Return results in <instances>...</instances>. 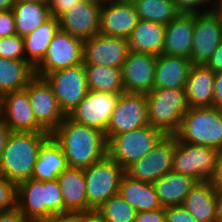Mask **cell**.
I'll use <instances>...</instances> for the list:
<instances>
[{"mask_svg": "<svg viewBox=\"0 0 222 222\" xmlns=\"http://www.w3.org/2000/svg\"><path fill=\"white\" fill-rule=\"evenodd\" d=\"M60 145L70 168H87L108 155L106 134L67 116L50 134Z\"/></svg>", "mask_w": 222, "mask_h": 222, "instance_id": "cell-1", "label": "cell"}, {"mask_svg": "<svg viewBox=\"0 0 222 222\" xmlns=\"http://www.w3.org/2000/svg\"><path fill=\"white\" fill-rule=\"evenodd\" d=\"M48 132L12 131L0 159V176L19 184L32 178L39 148Z\"/></svg>", "mask_w": 222, "mask_h": 222, "instance_id": "cell-2", "label": "cell"}, {"mask_svg": "<svg viewBox=\"0 0 222 222\" xmlns=\"http://www.w3.org/2000/svg\"><path fill=\"white\" fill-rule=\"evenodd\" d=\"M17 207L27 221H45L64 212L57 179L41 181L30 178L17 184Z\"/></svg>", "mask_w": 222, "mask_h": 222, "instance_id": "cell-3", "label": "cell"}, {"mask_svg": "<svg viewBox=\"0 0 222 222\" xmlns=\"http://www.w3.org/2000/svg\"><path fill=\"white\" fill-rule=\"evenodd\" d=\"M175 136L184 143L222 151V109L214 106L189 108Z\"/></svg>", "mask_w": 222, "mask_h": 222, "instance_id": "cell-4", "label": "cell"}, {"mask_svg": "<svg viewBox=\"0 0 222 222\" xmlns=\"http://www.w3.org/2000/svg\"><path fill=\"white\" fill-rule=\"evenodd\" d=\"M146 99L149 124L165 135H175L189 109L185 89H153Z\"/></svg>", "mask_w": 222, "mask_h": 222, "instance_id": "cell-5", "label": "cell"}, {"mask_svg": "<svg viewBox=\"0 0 222 222\" xmlns=\"http://www.w3.org/2000/svg\"><path fill=\"white\" fill-rule=\"evenodd\" d=\"M218 154L215 148L184 143L175 136L172 171L198 182L213 181L218 173Z\"/></svg>", "mask_w": 222, "mask_h": 222, "instance_id": "cell-6", "label": "cell"}, {"mask_svg": "<svg viewBox=\"0 0 222 222\" xmlns=\"http://www.w3.org/2000/svg\"><path fill=\"white\" fill-rule=\"evenodd\" d=\"M164 136L150 124L112 136L108 140V155L126 169L149 153Z\"/></svg>", "mask_w": 222, "mask_h": 222, "instance_id": "cell-7", "label": "cell"}, {"mask_svg": "<svg viewBox=\"0 0 222 222\" xmlns=\"http://www.w3.org/2000/svg\"><path fill=\"white\" fill-rule=\"evenodd\" d=\"M125 169L107 155L84 168L86 195L90 210H97L110 197L118 194Z\"/></svg>", "mask_w": 222, "mask_h": 222, "instance_id": "cell-8", "label": "cell"}, {"mask_svg": "<svg viewBox=\"0 0 222 222\" xmlns=\"http://www.w3.org/2000/svg\"><path fill=\"white\" fill-rule=\"evenodd\" d=\"M84 41L59 29L43 59L34 67L35 76L44 78L54 71L83 63Z\"/></svg>", "mask_w": 222, "mask_h": 222, "instance_id": "cell-9", "label": "cell"}, {"mask_svg": "<svg viewBox=\"0 0 222 222\" xmlns=\"http://www.w3.org/2000/svg\"><path fill=\"white\" fill-rule=\"evenodd\" d=\"M44 79L51 86L65 116L73 111L88 92L84 63L54 71L47 74Z\"/></svg>", "mask_w": 222, "mask_h": 222, "instance_id": "cell-10", "label": "cell"}, {"mask_svg": "<svg viewBox=\"0 0 222 222\" xmlns=\"http://www.w3.org/2000/svg\"><path fill=\"white\" fill-rule=\"evenodd\" d=\"M149 125L146 94L122 92L106 130V138Z\"/></svg>", "mask_w": 222, "mask_h": 222, "instance_id": "cell-11", "label": "cell"}, {"mask_svg": "<svg viewBox=\"0 0 222 222\" xmlns=\"http://www.w3.org/2000/svg\"><path fill=\"white\" fill-rule=\"evenodd\" d=\"M174 150L175 135H165L149 153L129 165L125 174L132 179L153 184L172 171Z\"/></svg>", "mask_w": 222, "mask_h": 222, "instance_id": "cell-12", "label": "cell"}, {"mask_svg": "<svg viewBox=\"0 0 222 222\" xmlns=\"http://www.w3.org/2000/svg\"><path fill=\"white\" fill-rule=\"evenodd\" d=\"M120 94L88 90L84 99L67 117L78 124L106 133Z\"/></svg>", "mask_w": 222, "mask_h": 222, "instance_id": "cell-13", "label": "cell"}, {"mask_svg": "<svg viewBox=\"0 0 222 222\" xmlns=\"http://www.w3.org/2000/svg\"><path fill=\"white\" fill-rule=\"evenodd\" d=\"M30 106L38 124L51 134L65 119L51 86L44 78L35 76L27 86Z\"/></svg>", "mask_w": 222, "mask_h": 222, "instance_id": "cell-14", "label": "cell"}, {"mask_svg": "<svg viewBox=\"0 0 222 222\" xmlns=\"http://www.w3.org/2000/svg\"><path fill=\"white\" fill-rule=\"evenodd\" d=\"M193 46L190 60L193 65H205L222 42V29L211 10L194 14Z\"/></svg>", "mask_w": 222, "mask_h": 222, "instance_id": "cell-15", "label": "cell"}, {"mask_svg": "<svg viewBox=\"0 0 222 222\" xmlns=\"http://www.w3.org/2000/svg\"><path fill=\"white\" fill-rule=\"evenodd\" d=\"M0 118L14 132H46L34 116L27 87L0 97Z\"/></svg>", "mask_w": 222, "mask_h": 222, "instance_id": "cell-16", "label": "cell"}, {"mask_svg": "<svg viewBox=\"0 0 222 222\" xmlns=\"http://www.w3.org/2000/svg\"><path fill=\"white\" fill-rule=\"evenodd\" d=\"M128 53V39L97 34L84 41L83 63L122 68Z\"/></svg>", "mask_w": 222, "mask_h": 222, "instance_id": "cell-17", "label": "cell"}, {"mask_svg": "<svg viewBox=\"0 0 222 222\" xmlns=\"http://www.w3.org/2000/svg\"><path fill=\"white\" fill-rule=\"evenodd\" d=\"M102 4L79 2L59 17V29L83 41L100 34Z\"/></svg>", "mask_w": 222, "mask_h": 222, "instance_id": "cell-18", "label": "cell"}, {"mask_svg": "<svg viewBox=\"0 0 222 222\" xmlns=\"http://www.w3.org/2000/svg\"><path fill=\"white\" fill-rule=\"evenodd\" d=\"M138 20L133 2L106 0L100 12V34L128 39Z\"/></svg>", "mask_w": 222, "mask_h": 222, "instance_id": "cell-19", "label": "cell"}, {"mask_svg": "<svg viewBox=\"0 0 222 222\" xmlns=\"http://www.w3.org/2000/svg\"><path fill=\"white\" fill-rule=\"evenodd\" d=\"M157 56L129 51L122 67L124 92L148 94L153 90Z\"/></svg>", "mask_w": 222, "mask_h": 222, "instance_id": "cell-20", "label": "cell"}, {"mask_svg": "<svg viewBox=\"0 0 222 222\" xmlns=\"http://www.w3.org/2000/svg\"><path fill=\"white\" fill-rule=\"evenodd\" d=\"M165 26L162 54L190 59L194 38V14L180 13Z\"/></svg>", "mask_w": 222, "mask_h": 222, "instance_id": "cell-21", "label": "cell"}, {"mask_svg": "<svg viewBox=\"0 0 222 222\" xmlns=\"http://www.w3.org/2000/svg\"><path fill=\"white\" fill-rule=\"evenodd\" d=\"M182 205L199 222H219L218 190L212 181L197 182Z\"/></svg>", "mask_w": 222, "mask_h": 222, "instance_id": "cell-22", "label": "cell"}, {"mask_svg": "<svg viewBox=\"0 0 222 222\" xmlns=\"http://www.w3.org/2000/svg\"><path fill=\"white\" fill-rule=\"evenodd\" d=\"M192 65L187 58L165 54L157 56L153 89H185Z\"/></svg>", "mask_w": 222, "mask_h": 222, "instance_id": "cell-23", "label": "cell"}, {"mask_svg": "<svg viewBox=\"0 0 222 222\" xmlns=\"http://www.w3.org/2000/svg\"><path fill=\"white\" fill-rule=\"evenodd\" d=\"M215 73L205 65H192L185 86L189 108L213 106Z\"/></svg>", "mask_w": 222, "mask_h": 222, "instance_id": "cell-24", "label": "cell"}, {"mask_svg": "<svg viewBox=\"0 0 222 222\" xmlns=\"http://www.w3.org/2000/svg\"><path fill=\"white\" fill-rule=\"evenodd\" d=\"M65 211H89L84 169H65L58 177Z\"/></svg>", "mask_w": 222, "mask_h": 222, "instance_id": "cell-25", "label": "cell"}, {"mask_svg": "<svg viewBox=\"0 0 222 222\" xmlns=\"http://www.w3.org/2000/svg\"><path fill=\"white\" fill-rule=\"evenodd\" d=\"M166 26L147 20H138L128 38L129 51L159 56L163 52Z\"/></svg>", "mask_w": 222, "mask_h": 222, "instance_id": "cell-26", "label": "cell"}, {"mask_svg": "<svg viewBox=\"0 0 222 222\" xmlns=\"http://www.w3.org/2000/svg\"><path fill=\"white\" fill-rule=\"evenodd\" d=\"M68 167L62 148L50 135L39 148L32 178L41 181L55 180Z\"/></svg>", "mask_w": 222, "mask_h": 222, "instance_id": "cell-27", "label": "cell"}, {"mask_svg": "<svg viewBox=\"0 0 222 222\" xmlns=\"http://www.w3.org/2000/svg\"><path fill=\"white\" fill-rule=\"evenodd\" d=\"M198 181L188 175L170 171L153 183L162 208L182 205Z\"/></svg>", "mask_w": 222, "mask_h": 222, "instance_id": "cell-28", "label": "cell"}, {"mask_svg": "<svg viewBox=\"0 0 222 222\" xmlns=\"http://www.w3.org/2000/svg\"><path fill=\"white\" fill-rule=\"evenodd\" d=\"M118 194L137 212L162 208L152 183L132 179L126 174H124L121 179Z\"/></svg>", "mask_w": 222, "mask_h": 222, "instance_id": "cell-29", "label": "cell"}, {"mask_svg": "<svg viewBox=\"0 0 222 222\" xmlns=\"http://www.w3.org/2000/svg\"><path fill=\"white\" fill-rule=\"evenodd\" d=\"M34 77V67L28 61L0 57V97L25 89Z\"/></svg>", "mask_w": 222, "mask_h": 222, "instance_id": "cell-30", "label": "cell"}, {"mask_svg": "<svg viewBox=\"0 0 222 222\" xmlns=\"http://www.w3.org/2000/svg\"><path fill=\"white\" fill-rule=\"evenodd\" d=\"M59 30L58 18L51 16L24 39L25 60L35 67L45 56L55 33Z\"/></svg>", "mask_w": 222, "mask_h": 222, "instance_id": "cell-31", "label": "cell"}, {"mask_svg": "<svg viewBox=\"0 0 222 222\" xmlns=\"http://www.w3.org/2000/svg\"><path fill=\"white\" fill-rule=\"evenodd\" d=\"M88 90L98 92H124L122 68L84 64Z\"/></svg>", "mask_w": 222, "mask_h": 222, "instance_id": "cell-32", "label": "cell"}, {"mask_svg": "<svg viewBox=\"0 0 222 222\" xmlns=\"http://www.w3.org/2000/svg\"><path fill=\"white\" fill-rule=\"evenodd\" d=\"M16 34L25 37L51 17L48 3L16 2L13 7Z\"/></svg>", "mask_w": 222, "mask_h": 222, "instance_id": "cell-33", "label": "cell"}, {"mask_svg": "<svg viewBox=\"0 0 222 222\" xmlns=\"http://www.w3.org/2000/svg\"><path fill=\"white\" fill-rule=\"evenodd\" d=\"M138 18L167 25L180 14L172 0H134Z\"/></svg>", "mask_w": 222, "mask_h": 222, "instance_id": "cell-34", "label": "cell"}, {"mask_svg": "<svg viewBox=\"0 0 222 222\" xmlns=\"http://www.w3.org/2000/svg\"><path fill=\"white\" fill-rule=\"evenodd\" d=\"M97 211L104 222H134L137 211L119 194L110 197Z\"/></svg>", "mask_w": 222, "mask_h": 222, "instance_id": "cell-35", "label": "cell"}, {"mask_svg": "<svg viewBox=\"0 0 222 222\" xmlns=\"http://www.w3.org/2000/svg\"><path fill=\"white\" fill-rule=\"evenodd\" d=\"M0 57L13 60H25L23 37L14 34L0 38Z\"/></svg>", "mask_w": 222, "mask_h": 222, "instance_id": "cell-36", "label": "cell"}, {"mask_svg": "<svg viewBox=\"0 0 222 222\" xmlns=\"http://www.w3.org/2000/svg\"><path fill=\"white\" fill-rule=\"evenodd\" d=\"M17 206V184L0 176V211Z\"/></svg>", "mask_w": 222, "mask_h": 222, "instance_id": "cell-37", "label": "cell"}, {"mask_svg": "<svg viewBox=\"0 0 222 222\" xmlns=\"http://www.w3.org/2000/svg\"><path fill=\"white\" fill-rule=\"evenodd\" d=\"M178 11L185 14L205 13L211 11L216 0H172Z\"/></svg>", "mask_w": 222, "mask_h": 222, "instance_id": "cell-38", "label": "cell"}, {"mask_svg": "<svg viewBox=\"0 0 222 222\" xmlns=\"http://www.w3.org/2000/svg\"><path fill=\"white\" fill-rule=\"evenodd\" d=\"M165 216L166 222H199L183 205L165 208Z\"/></svg>", "mask_w": 222, "mask_h": 222, "instance_id": "cell-39", "label": "cell"}, {"mask_svg": "<svg viewBox=\"0 0 222 222\" xmlns=\"http://www.w3.org/2000/svg\"><path fill=\"white\" fill-rule=\"evenodd\" d=\"M16 34L13 10L0 12V38Z\"/></svg>", "mask_w": 222, "mask_h": 222, "instance_id": "cell-40", "label": "cell"}, {"mask_svg": "<svg viewBox=\"0 0 222 222\" xmlns=\"http://www.w3.org/2000/svg\"><path fill=\"white\" fill-rule=\"evenodd\" d=\"M80 0H49L48 6L51 16L58 18L66 10H70Z\"/></svg>", "mask_w": 222, "mask_h": 222, "instance_id": "cell-41", "label": "cell"}, {"mask_svg": "<svg viewBox=\"0 0 222 222\" xmlns=\"http://www.w3.org/2000/svg\"><path fill=\"white\" fill-rule=\"evenodd\" d=\"M134 222H166L165 208L137 212Z\"/></svg>", "mask_w": 222, "mask_h": 222, "instance_id": "cell-42", "label": "cell"}, {"mask_svg": "<svg viewBox=\"0 0 222 222\" xmlns=\"http://www.w3.org/2000/svg\"><path fill=\"white\" fill-rule=\"evenodd\" d=\"M44 222H81V211L60 212Z\"/></svg>", "mask_w": 222, "mask_h": 222, "instance_id": "cell-43", "label": "cell"}, {"mask_svg": "<svg viewBox=\"0 0 222 222\" xmlns=\"http://www.w3.org/2000/svg\"><path fill=\"white\" fill-rule=\"evenodd\" d=\"M0 222H27V220L16 206L10 210L0 211Z\"/></svg>", "mask_w": 222, "mask_h": 222, "instance_id": "cell-44", "label": "cell"}, {"mask_svg": "<svg viewBox=\"0 0 222 222\" xmlns=\"http://www.w3.org/2000/svg\"><path fill=\"white\" fill-rule=\"evenodd\" d=\"M205 66L210 68L215 74L222 72V42L217 47Z\"/></svg>", "mask_w": 222, "mask_h": 222, "instance_id": "cell-45", "label": "cell"}, {"mask_svg": "<svg viewBox=\"0 0 222 222\" xmlns=\"http://www.w3.org/2000/svg\"><path fill=\"white\" fill-rule=\"evenodd\" d=\"M213 106L222 109V72L215 74L213 84Z\"/></svg>", "mask_w": 222, "mask_h": 222, "instance_id": "cell-46", "label": "cell"}, {"mask_svg": "<svg viewBox=\"0 0 222 222\" xmlns=\"http://www.w3.org/2000/svg\"><path fill=\"white\" fill-rule=\"evenodd\" d=\"M11 133L10 127L0 118V159Z\"/></svg>", "mask_w": 222, "mask_h": 222, "instance_id": "cell-47", "label": "cell"}, {"mask_svg": "<svg viewBox=\"0 0 222 222\" xmlns=\"http://www.w3.org/2000/svg\"><path fill=\"white\" fill-rule=\"evenodd\" d=\"M81 222H104L97 210L81 211Z\"/></svg>", "mask_w": 222, "mask_h": 222, "instance_id": "cell-48", "label": "cell"}, {"mask_svg": "<svg viewBox=\"0 0 222 222\" xmlns=\"http://www.w3.org/2000/svg\"><path fill=\"white\" fill-rule=\"evenodd\" d=\"M218 158V173L213 179L212 184L216 187L217 190H222V151H219Z\"/></svg>", "mask_w": 222, "mask_h": 222, "instance_id": "cell-49", "label": "cell"}, {"mask_svg": "<svg viewBox=\"0 0 222 222\" xmlns=\"http://www.w3.org/2000/svg\"><path fill=\"white\" fill-rule=\"evenodd\" d=\"M212 11L216 14L217 18L219 19L222 29V0L215 1Z\"/></svg>", "mask_w": 222, "mask_h": 222, "instance_id": "cell-50", "label": "cell"}, {"mask_svg": "<svg viewBox=\"0 0 222 222\" xmlns=\"http://www.w3.org/2000/svg\"><path fill=\"white\" fill-rule=\"evenodd\" d=\"M16 0H0V12L13 10Z\"/></svg>", "mask_w": 222, "mask_h": 222, "instance_id": "cell-51", "label": "cell"}, {"mask_svg": "<svg viewBox=\"0 0 222 222\" xmlns=\"http://www.w3.org/2000/svg\"><path fill=\"white\" fill-rule=\"evenodd\" d=\"M218 217L219 222H222V190H218Z\"/></svg>", "mask_w": 222, "mask_h": 222, "instance_id": "cell-52", "label": "cell"}, {"mask_svg": "<svg viewBox=\"0 0 222 222\" xmlns=\"http://www.w3.org/2000/svg\"><path fill=\"white\" fill-rule=\"evenodd\" d=\"M16 2H25V3H48L49 0H16Z\"/></svg>", "mask_w": 222, "mask_h": 222, "instance_id": "cell-53", "label": "cell"}, {"mask_svg": "<svg viewBox=\"0 0 222 222\" xmlns=\"http://www.w3.org/2000/svg\"><path fill=\"white\" fill-rule=\"evenodd\" d=\"M106 0H80V2H90V3H97L103 4Z\"/></svg>", "mask_w": 222, "mask_h": 222, "instance_id": "cell-54", "label": "cell"}, {"mask_svg": "<svg viewBox=\"0 0 222 222\" xmlns=\"http://www.w3.org/2000/svg\"><path fill=\"white\" fill-rule=\"evenodd\" d=\"M117 1H127V2H133L134 0H117Z\"/></svg>", "mask_w": 222, "mask_h": 222, "instance_id": "cell-55", "label": "cell"}, {"mask_svg": "<svg viewBox=\"0 0 222 222\" xmlns=\"http://www.w3.org/2000/svg\"><path fill=\"white\" fill-rule=\"evenodd\" d=\"M27 222H44V221H27Z\"/></svg>", "mask_w": 222, "mask_h": 222, "instance_id": "cell-56", "label": "cell"}]
</instances>
